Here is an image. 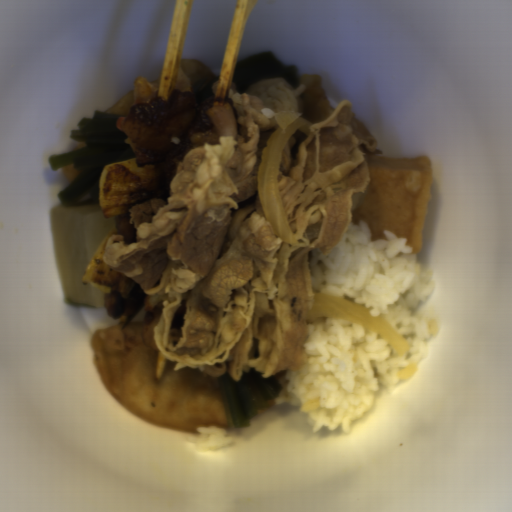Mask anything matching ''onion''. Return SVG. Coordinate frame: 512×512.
I'll return each instance as SVG.
<instances>
[{
    "mask_svg": "<svg viewBox=\"0 0 512 512\" xmlns=\"http://www.w3.org/2000/svg\"><path fill=\"white\" fill-rule=\"evenodd\" d=\"M278 127L267 139L258 166V195L263 214L269 221L276 236L292 246H297L286 213L279 182L283 153L287 141L294 136L296 143L294 159L308 131L315 125L305 113L293 110H279L275 114Z\"/></svg>",
    "mask_w": 512,
    "mask_h": 512,
    "instance_id": "06740285",
    "label": "onion"
},
{
    "mask_svg": "<svg viewBox=\"0 0 512 512\" xmlns=\"http://www.w3.org/2000/svg\"><path fill=\"white\" fill-rule=\"evenodd\" d=\"M371 307L366 308V304H359L353 300L313 292L307 324L316 326L324 323L325 318H347L390 343L395 354L407 352L413 345L381 313L379 316L372 315Z\"/></svg>",
    "mask_w": 512,
    "mask_h": 512,
    "instance_id": "6bf65262",
    "label": "onion"
}]
</instances>
